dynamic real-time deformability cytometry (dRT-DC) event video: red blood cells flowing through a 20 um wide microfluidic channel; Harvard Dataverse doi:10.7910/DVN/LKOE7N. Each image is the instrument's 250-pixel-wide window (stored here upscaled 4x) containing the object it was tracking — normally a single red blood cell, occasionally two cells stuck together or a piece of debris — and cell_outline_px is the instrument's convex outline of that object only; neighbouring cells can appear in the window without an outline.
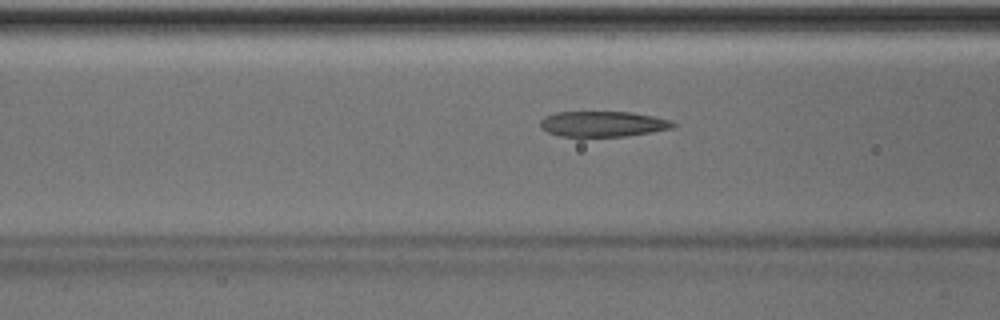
{"species": "Egyptian fruit bat (a non-hibernating species)", "species_latin": "Rousettus aegyptiacus", "temperature_condition": "room temperature", "stored_images_in_passage": 41, "camera_frame_rate_fps": 3000, "um_per_image_px": 0.085, "animal": {"sex": "male"}, "frame": {"image": 1, "passage_image": 11, "time_ms": 3.333, "image_size_px": [1000, 320], "cell_outline_px": [[676, 124], [672, 128], [652, 132], [628, 136], [560, 136], [548, 132], [540, 128], [540, 120], [544, 116], [556, 112], [632, 112], [656, 116], [672, 120]], "centroid_in_image_um": [51.26, 10.53], "position_along_channel_um": 115.3, "area_um2": 19.88}}
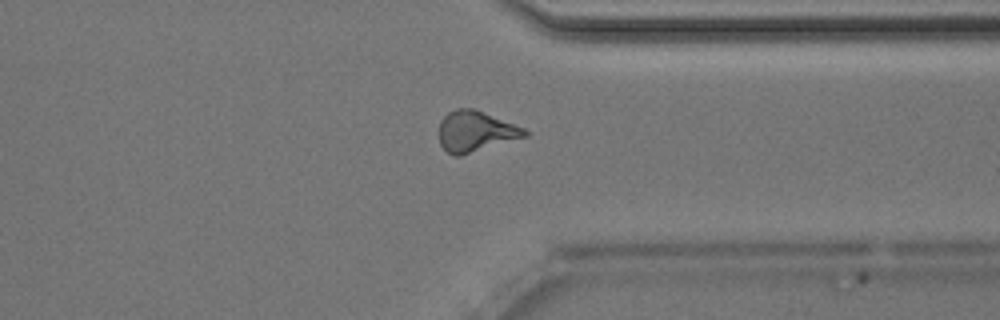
{"frame": {"image": 2, "passage_image": 30, "time_ms": 9.667, "image_size_px": [1000, 320], "cell_outline_px": [[532, 132], [528, 136], [460, 156], [452, 156], [440, 144], [440, 120], [448, 112], [456, 108], [472, 108], [524, 128]], "centroid_in_image_um": [40.43, 11.18], "position_along_channel_um": 371.0, "area_um2": 20.23}}
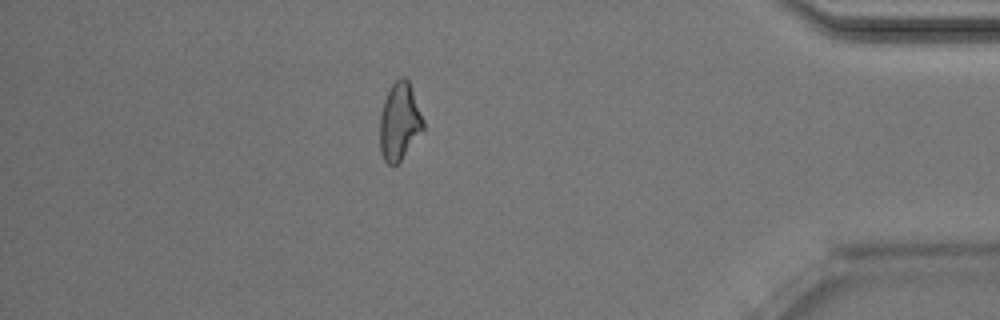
{"frame": {"image": 3, "passage_image": 35, "time_ms": 11.333, "image_size_px": [1000, 320], "cell_outline_px": [[424, 128], [400, 160], [396, 164], [388, 164], [384, 160], [380, 152], [380, 112], [384, 100], [392, 84], [400, 76], [404, 76], [408, 80], [424, 120]], "centroid_in_image_um": [33.94, 10.32], "position_along_channel_um": 401.3, "area_um2": 19.31}, "authors_computed_cell_mechanics": {"area_um2": 19.7676, "velocity_mm_per_s": 4.0596, "shape_relaxation_time_tau1_ms": null, "shape_relaxation_time_tau2_ms": 1.6629, "deformation_change_tau1": null, "deformation_change_tau2": 0.1102}}